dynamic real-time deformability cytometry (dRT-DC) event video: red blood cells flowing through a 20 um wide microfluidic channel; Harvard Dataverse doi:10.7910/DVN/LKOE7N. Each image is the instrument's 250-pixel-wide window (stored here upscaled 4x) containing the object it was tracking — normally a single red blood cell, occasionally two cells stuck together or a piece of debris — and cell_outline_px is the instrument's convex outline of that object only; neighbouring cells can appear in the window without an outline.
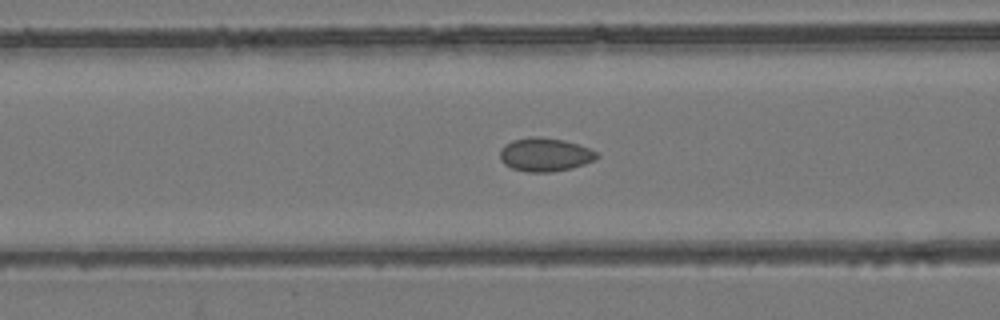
{"species": "common noctule bat (a hibernating species)", "species_latin": "Nyctalus noctula", "temperature_condition": "room temperature", "stored_images_in_passage": 50, "camera_frame_rate_fps": 3000, "um_per_image_px": 0.085, "animal": {"sex": "female", "body_mass_g": 24.6, "forearm_length_mm": 56.2}, "frame": {"image": 1, "passage_image": 18, "time_ms": 5.667, "image_size_px": [1000, 320], "cell_outline_px": [[600, 156], [584, 164], [572, 168], [552, 172], [528, 172], [512, 168], [504, 164], [500, 160], [500, 148], [504, 144], [512, 140], [532, 136], [540, 136], [564, 140], [588, 148], [596, 152]], "centroid_in_image_um": [46.28, 13.14], "position_along_channel_um": 120.3, "area_um2": 18.96}}
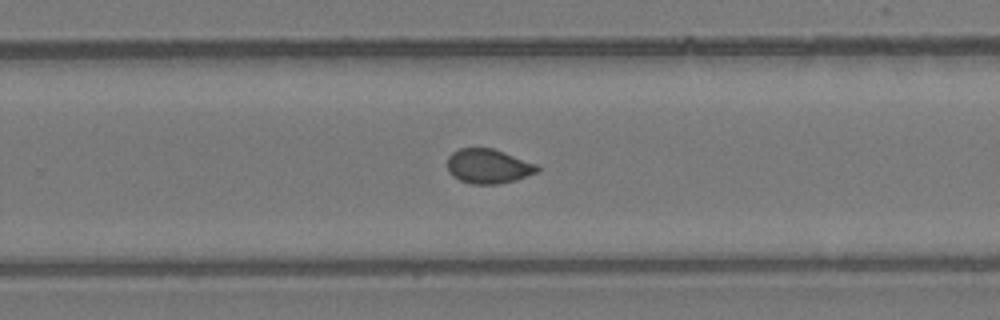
{"frame": {"image": 2, "passage_image": 31, "time_ms": 10.0, "image_size_px": [1000, 320], "cell_outline_px": [[540, 168], [536, 172], [516, 180], [496, 184], [472, 184], [460, 180], [452, 176], [448, 172], [448, 156], [452, 152], [460, 148], [492, 148], [504, 152], [536, 164]], "centroid_in_image_um": [41.47, 14.13], "position_along_channel_um": 288.3, "area_um2": 17.98}}
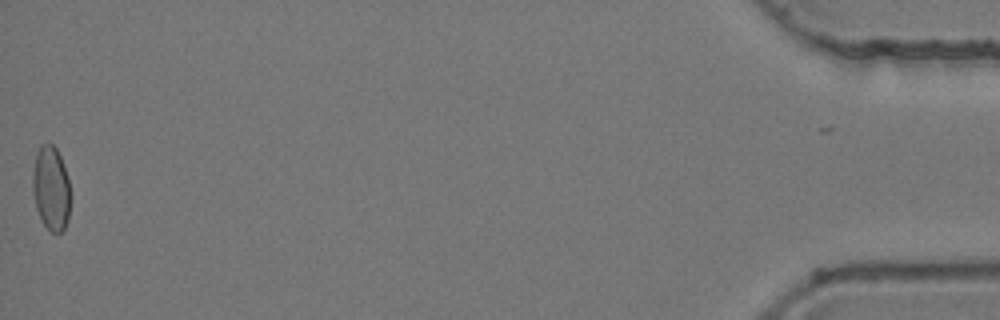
{"frame": {"image": 3, "passage_image": 50, "time_ms": 16.333, "image_size_px": [1000, 320], "cell_outline_px": [[72, 196], [68, 220], [64, 228], [60, 232], [52, 232], [44, 224], [36, 208], [32, 192], [32, 176], [36, 152], [40, 144], [52, 144], [56, 148], [60, 156], [68, 180]], "centroid_in_image_um": [4.34, 16.0], "position_along_channel_um": 430.9, "area_um2": 18.73}}